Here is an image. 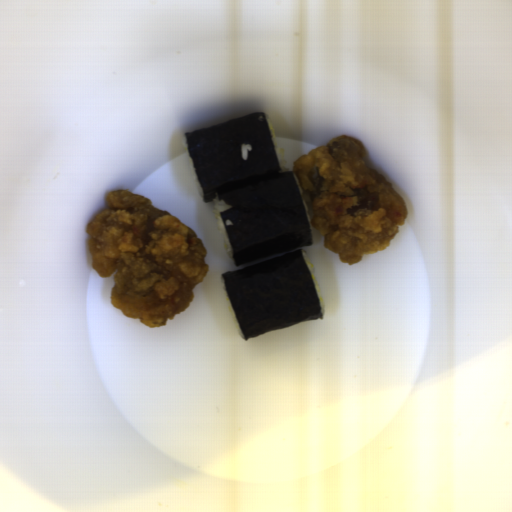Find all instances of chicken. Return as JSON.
<instances>
[{
	"instance_id": "1",
	"label": "chicken",
	"mask_w": 512,
	"mask_h": 512,
	"mask_svg": "<svg viewBox=\"0 0 512 512\" xmlns=\"http://www.w3.org/2000/svg\"><path fill=\"white\" fill-rule=\"evenodd\" d=\"M86 226L91 267L113 273L110 304L148 329L186 310L206 277L207 249L192 228L144 195L110 190Z\"/></svg>"
},
{
	"instance_id": "2",
	"label": "chicken",
	"mask_w": 512,
	"mask_h": 512,
	"mask_svg": "<svg viewBox=\"0 0 512 512\" xmlns=\"http://www.w3.org/2000/svg\"><path fill=\"white\" fill-rule=\"evenodd\" d=\"M311 203V227L346 265L390 248L409 217L405 198L369 166L359 138L337 136L293 163Z\"/></svg>"
}]
</instances>
